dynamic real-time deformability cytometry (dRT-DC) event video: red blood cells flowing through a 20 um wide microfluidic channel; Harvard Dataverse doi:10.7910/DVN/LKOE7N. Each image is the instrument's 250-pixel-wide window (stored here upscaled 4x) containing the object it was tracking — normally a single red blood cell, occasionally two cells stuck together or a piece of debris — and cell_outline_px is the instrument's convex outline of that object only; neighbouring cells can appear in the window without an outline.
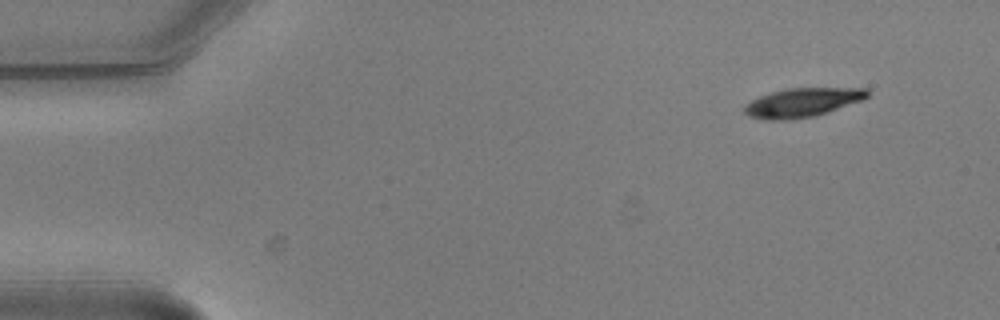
{"species": "common noctule bat (a hibernating species)", "species_latin": "Nyctalus noctula", "temperature_condition": "warm", "stored_images_in_passage": 3, "camera_frame_rate_fps": 3000, "um_per_image_px": 0.085, "animal": {"sex": "male", "body_mass_g": 20.5, "forearm_length_mm": 52.5}, "frame": {"image": 1, "passage_image": 1, "time_ms": 0.0, "image_size_px": [1000, 320], "cell_outline_px": [[868, 96], [864, 100], [816, 116], [784, 120], [768, 120], [748, 116], [744, 112], [744, 108], [752, 100], [760, 96], [772, 92], [788, 88], [868, 88]], "centroid_in_image_um": [68.24, 8.71], "position_along_channel_um": 16.8, "area_um2": 20.69}}